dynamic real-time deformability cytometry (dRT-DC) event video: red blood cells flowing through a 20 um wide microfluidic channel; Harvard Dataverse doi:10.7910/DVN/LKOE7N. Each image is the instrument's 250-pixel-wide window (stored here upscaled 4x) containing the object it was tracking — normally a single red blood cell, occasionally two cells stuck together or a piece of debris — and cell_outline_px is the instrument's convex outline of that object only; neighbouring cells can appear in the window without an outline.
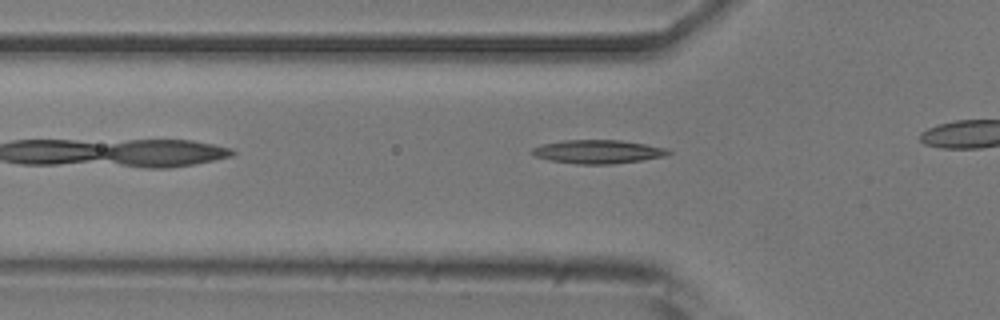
{"species": "common noctule bat (a hibernating species)", "species_latin": "Nyctalus noctula", "temperature_condition": "room temperature", "stored_images_in_passage": 9, "camera_frame_rate_fps": 3000, "um_per_image_px": 0.085, "animal": {"sex": "male", "body_mass_g": 20.5, "forearm_length_mm": 52.5}, "frame": {"image": 1, "passage_image": 3, "time_ms": 0.667, "image_size_px": [1000, 320], "cell_outline_px": [[672, 152], [664, 156], [640, 160], [612, 164], [576, 164], [552, 160], [536, 156], [532, 152], [532, 148], [540, 144], [564, 140], [620, 140], [668, 148]], "centroid_in_image_um": [50.82, 12.88], "position_along_channel_um": 75.0, "area_um2": 18.55}}
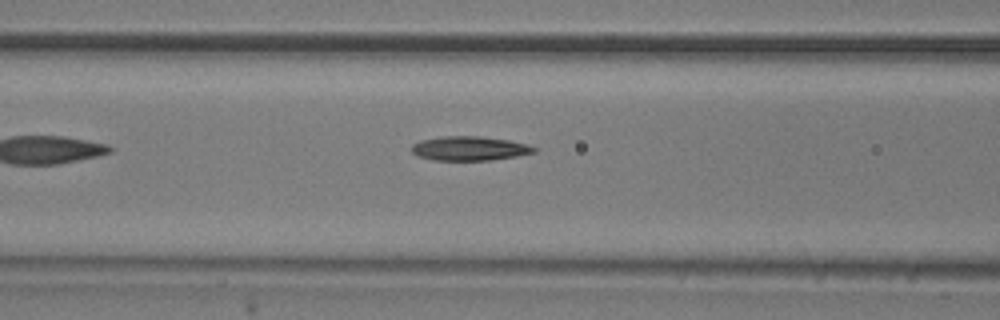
{"frame": {"image": 2, "passage_image": 7, "time_ms": 2.0, "image_size_px": [1000, 320], "cell_outline_px": [[536, 152], [516, 156], [488, 160], [432, 160], [416, 156], [412, 152], [412, 144], [420, 140], [444, 136], [480, 136], [508, 140], [528, 144], [536, 148]], "centroid_in_image_um": [39.88, 12.61], "position_along_channel_um": 126.7, "area_um2": 17.28}}